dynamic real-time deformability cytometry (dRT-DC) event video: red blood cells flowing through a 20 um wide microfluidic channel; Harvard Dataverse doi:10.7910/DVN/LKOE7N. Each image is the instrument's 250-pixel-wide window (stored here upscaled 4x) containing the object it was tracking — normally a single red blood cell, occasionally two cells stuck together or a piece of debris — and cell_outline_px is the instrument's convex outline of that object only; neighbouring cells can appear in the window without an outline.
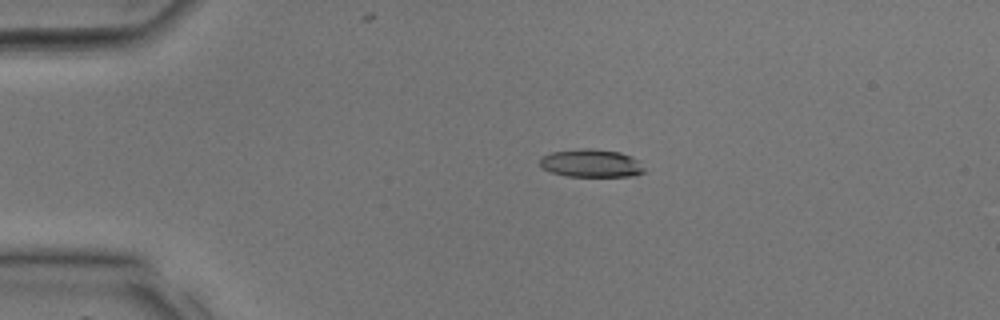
{"species": "common noctule bat (a hibernating species)", "species_latin": "Nyctalus noctula", "temperature_condition": "room temperature", "stored_images_in_passage": 34, "camera_frame_rate_fps": 3000, "um_per_image_px": 0.085, "animal": {"sex": "male", "body_mass_g": 17.9, "forearm_length_mm": 54.2}, "frame": {"image": 1, "passage_image": 7, "time_ms": 2.0, "image_size_px": [1000, 320], "cell_outline_px": [[644, 172], [632, 176], [568, 176], [552, 172], [544, 168], [540, 164], [540, 160], [544, 156], [552, 152], [584, 148], [592, 148], [620, 152], [632, 156], [640, 160], [644, 168]], "centroid_in_image_um": [50.31, 13.87], "position_along_channel_um": 34.7, "area_um2": 16.94}}
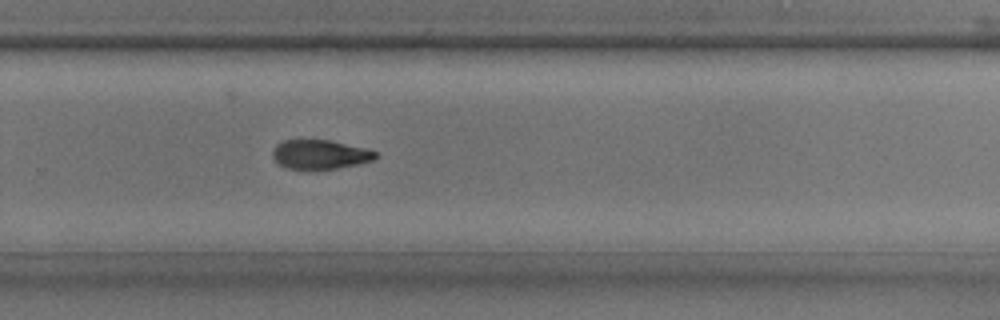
{"frame": {"image": 2, "passage_image": 23, "time_ms": 7.333, "image_size_px": [1000, 320], "cell_outline_px": [[380, 156], [372, 160], [356, 164], [336, 168], [288, 168], [280, 164], [272, 156], [272, 152], [276, 144], [284, 140], [328, 140], [364, 148], [376, 152]], "centroid_in_image_um": [27.19, 13.11], "position_along_channel_um": 302.6, "area_um2": 17.05}}
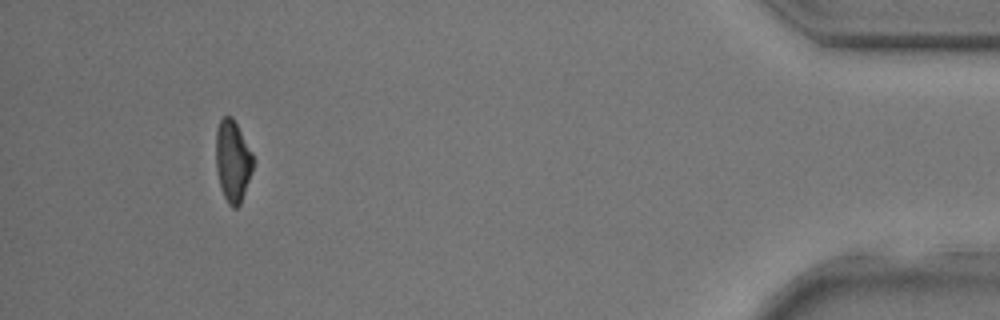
{"frame": {"image": 3, "passage_image": 32, "time_ms": 10.333, "image_size_px": [1000, 320], "cell_outline_px": [[252, 168], [240, 204], [236, 208], [232, 208], [228, 204], [220, 188], [216, 168], [216, 128], [220, 120], [224, 116], [232, 116], [252, 152]], "centroid_in_image_um": [19.75, 13.67], "position_along_channel_um": 415.5, "area_um2": 17.46}}